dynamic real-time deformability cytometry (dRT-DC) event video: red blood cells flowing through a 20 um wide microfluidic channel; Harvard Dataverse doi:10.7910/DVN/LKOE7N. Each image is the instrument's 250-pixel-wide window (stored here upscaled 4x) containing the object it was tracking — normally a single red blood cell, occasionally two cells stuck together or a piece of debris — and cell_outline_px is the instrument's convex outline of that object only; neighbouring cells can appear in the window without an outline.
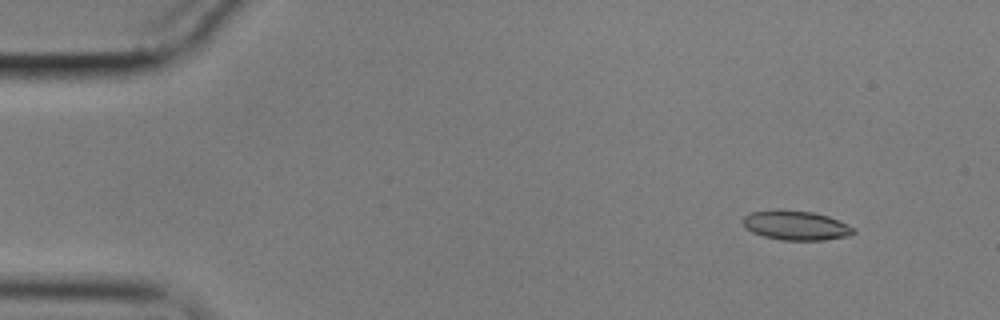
{"species": "common noctule bat (a hibernating species)", "species_latin": "Nyctalus noctula", "temperature_condition": "cold", "stored_images_in_passage": 22, "camera_frame_rate_fps": 3000, "um_per_image_px": 0.085, "animal": {"sex": "male", "body_mass_g": 17.9}, "frame": {"image": 1, "passage_image": 6, "time_ms": 1.667, "image_size_px": [1000, 320], "cell_outline_px": [[856, 232], [848, 236], [824, 240], [780, 240], [764, 236], [752, 232], [744, 228], [744, 216], [752, 212], [776, 208], [812, 212], [828, 216], [856, 228]], "centroid_in_image_um": [67.65, 19.15], "position_along_channel_um": 17.4, "area_um2": 19.13}}
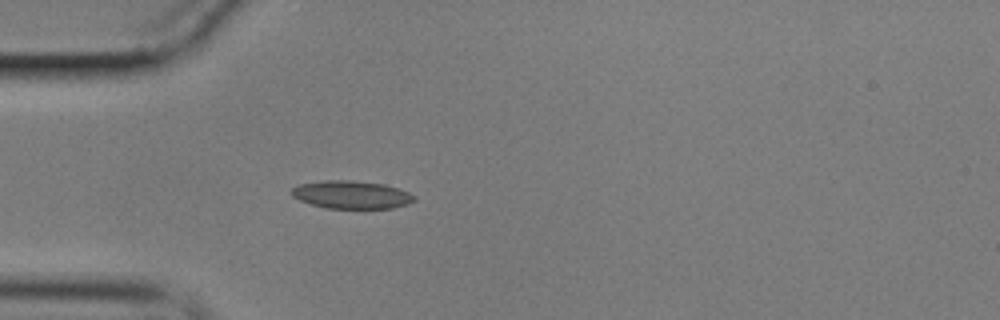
{"frame": {"image": 2, "passage_image": 17, "time_ms": 5.333, "image_size_px": [1000, 320], "cell_outline_px": [[416, 200], [408, 204], [392, 208], [328, 208], [312, 204], [300, 200], [292, 196], [292, 188], [300, 184], [324, 180], [352, 180], [384, 184], [408, 192], [416, 196]], "centroid_in_image_um": [29.9, 16.54], "position_along_channel_um": 55.1, "area_um2": 19.83}}
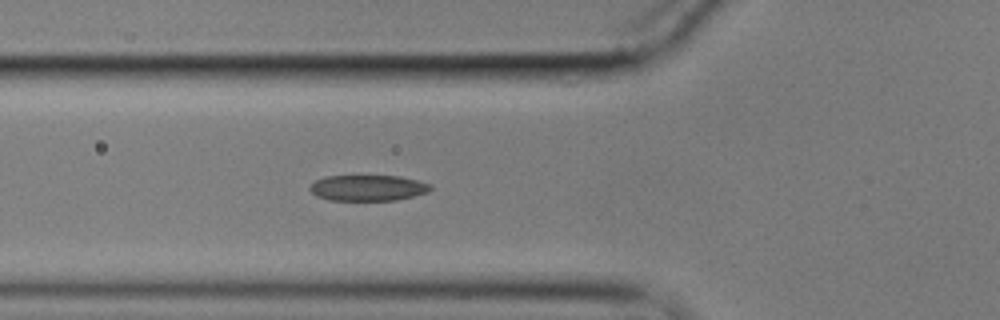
{"frame": {"image": 3, "passage_image": 21, "time_ms": 6.667, "image_size_px": [1000, 320], "cell_outline_px": [[432, 188], [428, 192], [396, 200], [328, 200], [316, 196], [308, 188], [316, 180], [328, 176], [400, 176], [432, 184]], "centroid_in_image_um": [31.28, 15.97], "position_along_channel_um": 94.5, "area_um2": 18.09}}